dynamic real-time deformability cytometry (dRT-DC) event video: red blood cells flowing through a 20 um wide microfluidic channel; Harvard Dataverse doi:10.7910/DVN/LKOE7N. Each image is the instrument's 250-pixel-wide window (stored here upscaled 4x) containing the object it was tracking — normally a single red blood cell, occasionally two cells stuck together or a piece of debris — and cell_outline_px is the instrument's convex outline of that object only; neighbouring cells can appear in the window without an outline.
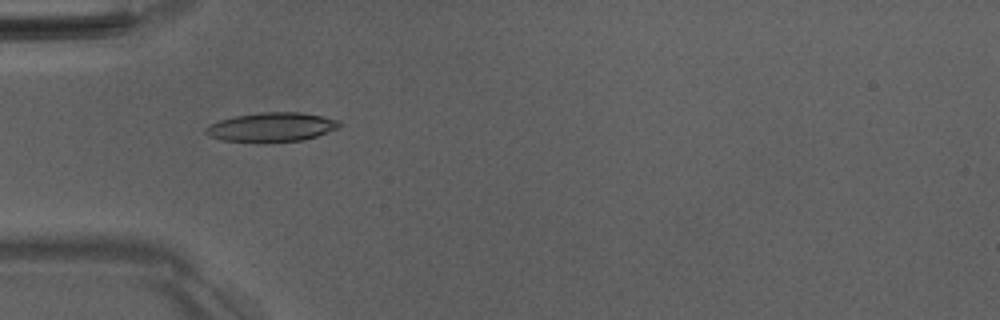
{"species": "Egyptian fruit bat (a non-hibernating species)", "species_latin": "Rousettus aegyptiacus", "temperature_condition": "room temperature", "stored_images_in_passage": 22, "camera_frame_rate_fps": 3000, "um_per_image_px": 0.085, "animal": {"sex": "male"}, "frame": {"image": 1, "passage_image": 7, "time_ms": 2.0, "image_size_px": [1000, 320], "cell_outline_px": [[344, 124], [336, 128], [316, 136], [304, 140], [264, 144], [260, 144], [220, 140], [208, 136], [204, 132], [204, 128], [208, 124], [220, 120], [236, 116], [260, 112], [300, 112], [320, 116], [336, 120]], "centroid_in_image_um": [23.0, 10.84], "position_along_channel_um": 62.0, "area_um2": 23.24}}
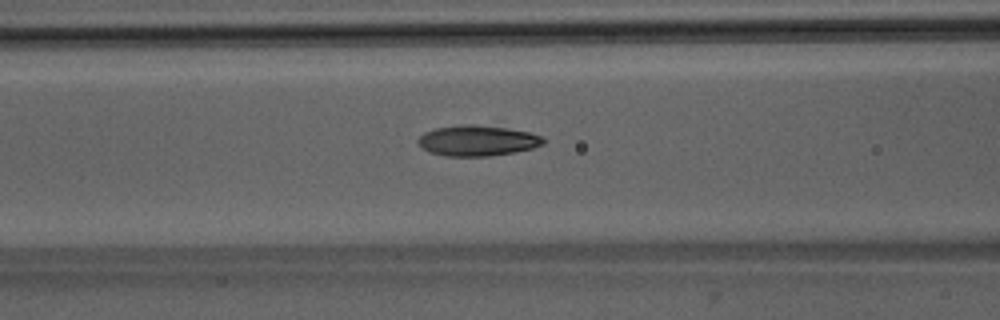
{"frame": {"image": 2, "passage_image": 12, "time_ms": 3.667, "image_size_px": [1000, 320], "cell_outline_px": [[544, 144], [532, 148], [512, 152], [488, 156], [444, 156], [428, 152], [416, 140], [424, 132], [436, 128], [464, 124], [468, 124], [508, 128], [528, 132], [540, 136], [544, 140]], "centroid_in_image_um": [40.54, 11.95], "position_along_channel_um": 126.1, "area_um2": 22.08}}